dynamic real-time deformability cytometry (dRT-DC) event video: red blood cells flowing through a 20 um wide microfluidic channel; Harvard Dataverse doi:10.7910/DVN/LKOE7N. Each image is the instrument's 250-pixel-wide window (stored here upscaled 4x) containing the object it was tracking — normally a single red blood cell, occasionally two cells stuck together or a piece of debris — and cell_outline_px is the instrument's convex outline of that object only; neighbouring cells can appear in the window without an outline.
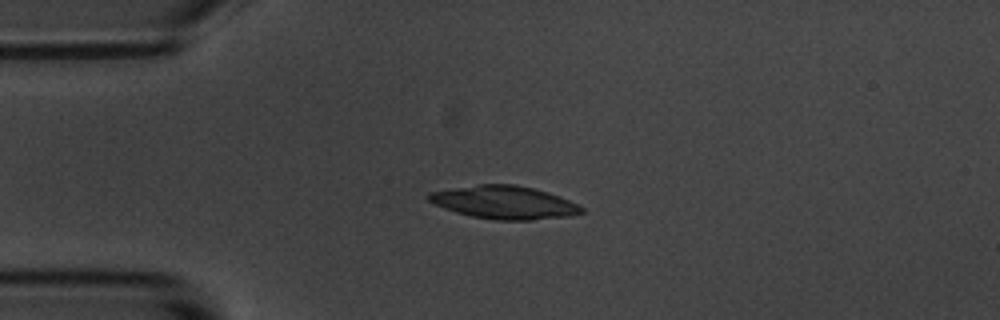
{"species": "common noctule bat (a hibernating species)", "species_latin": "Nyctalus noctula", "temperature_condition": "room temperature", "stored_images_in_passage": 6, "camera_frame_rate_fps": 3000, "um_per_image_px": 0.085, "animal": {"sex": "male", "body_mass_g": 20.1, "forearm_length_mm": 53.5}, "frame": {"image": 1, "passage_image": 3, "time_ms": 2.333, "image_size_px": [1000, 320], "cell_outline_px": [[584, 212], [572, 216], [532, 220], [496, 220], [472, 216], [456, 212], [444, 208], [428, 200], [424, 196], [428, 192], [480, 184], [516, 184], [548, 192], [568, 200], [584, 208]], "centroid_in_image_um": [42.86, 17.21], "position_along_channel_um": 42.1, "area_um2": 29.36}}
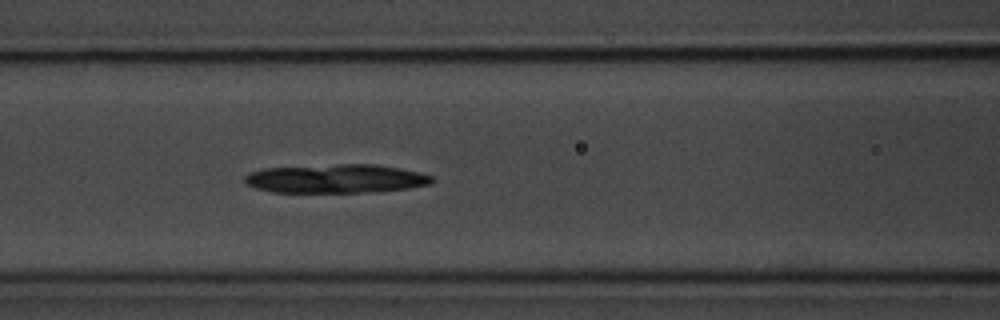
{"frame": {"image": 2, "passage_image": 6, "time_ms": 5.667, "image_size_px": [1000, 320], "cell_outline_px": [[436, 180], [428, 184], [408, 188], [360, 192], [272, 192], [256, 188], [244, 184], [244, 176], [248, 172], [264, 168], [340, 164], [376, 164], [400, 168], [420, 172], [432, 176]], "centroid_in_image_um": [28.51, 15.17], "position_along_channel_um": 138.1, "area_um2": 31.39}}